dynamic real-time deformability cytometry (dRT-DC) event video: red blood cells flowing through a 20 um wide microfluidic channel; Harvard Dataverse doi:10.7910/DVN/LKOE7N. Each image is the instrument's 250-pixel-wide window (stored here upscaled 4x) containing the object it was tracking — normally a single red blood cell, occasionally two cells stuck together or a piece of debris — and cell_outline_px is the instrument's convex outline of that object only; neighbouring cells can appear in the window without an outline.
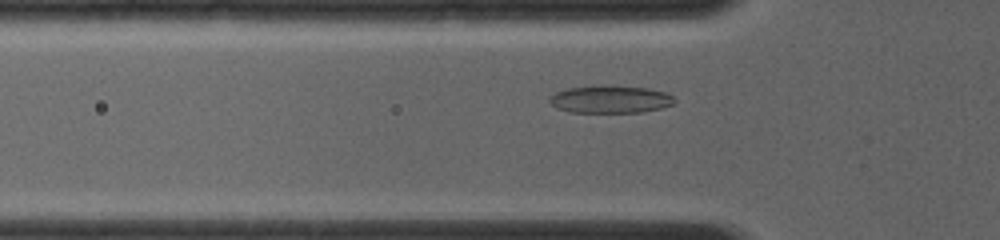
{"species": "common noctule bat (a hibernating species)", "species_latin": "Nyctalus noctula", "temperature_condition": "room temperature", "stored_images_in_passage": 30, "camera_frame_rate_fps": 4000, "um_per_image_px": 0.085, "animal": {"sex": "female", "body_mass_g": 19.0, "forearm_length_mm": 56.7}, "frame": {"image": 1, "passage_image": 9, "time_ms": 2.5, "image_size_px": [1000, 240], "cell_outline_px": [[676, 100], [672, 104], [660, 108], [640, 112], [568, 112], [556, 108], [548, 100], [556, 92], [568, 88], [600, 84], [648, 88], [664, 92], [672, 96]], "centroid_in_image_um": [51.85, 8.43], "position_along_channel_um": 73.9, "area_um2": 20.11}}
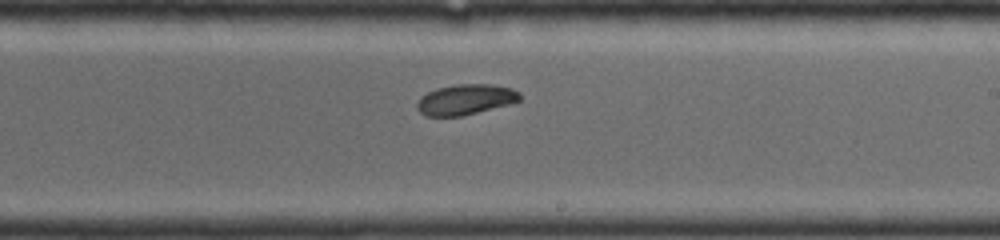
{"frame": {"image": 2, "passage_image": 21, "time_ms": 6.5, "image_size_px": [1000, 240], "cell_outline_px": [[520, 100], [508, 104], [460, 116], [424, 116], [416, 108], [416, 104], [420, 96], [436, 88], [456, 84], [492, 84], [512, 88], [520, 92]], "centroid_in_image_um": [39.53, 8.45], "position_along_channel_um": 249.5, "area_um2": 18.21}}
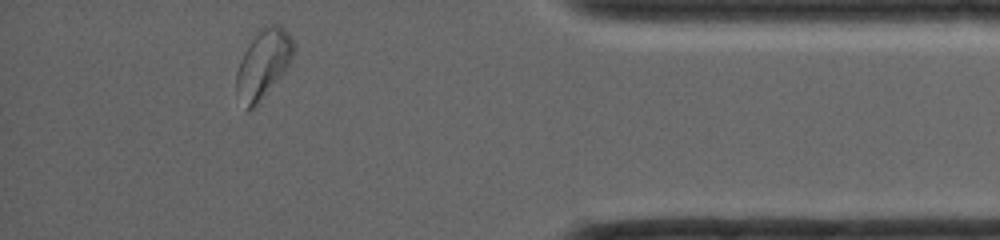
{"frame": {"image": 3, "passage_image": 30, "time_ms": 10.75, "image_size_px": [1000, 240], "cell_outline_px": [[296, 48], [284, 72], [256, 104], [248, 112], [236, 92], [236, 72], [240, 60], [244, 52], [260, 28], [264, 24], [280, 24], [288, 32], [296, 44]], "centroid_in_image_um": [22.39, 5.37], "position_along_channel_um": 412.8, "area_um2": 22.6}}